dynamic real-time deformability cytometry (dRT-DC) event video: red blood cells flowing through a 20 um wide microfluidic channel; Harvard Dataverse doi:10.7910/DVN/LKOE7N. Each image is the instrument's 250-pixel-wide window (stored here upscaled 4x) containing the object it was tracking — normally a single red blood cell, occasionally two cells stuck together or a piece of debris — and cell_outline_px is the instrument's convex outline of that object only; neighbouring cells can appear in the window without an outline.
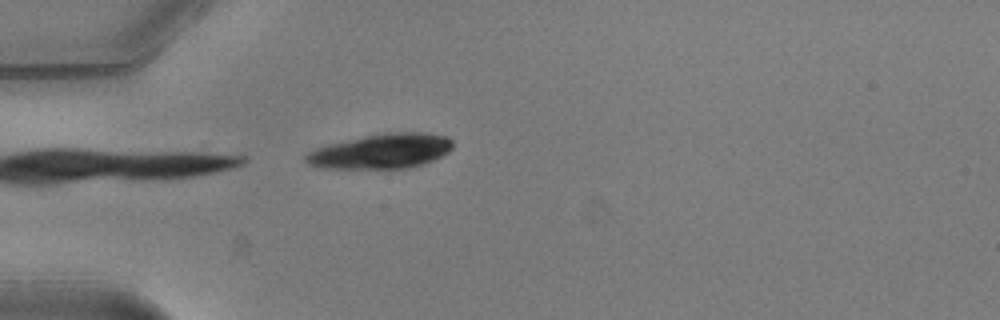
{"species": "common noctule bat (a hibernating species)", "species_latin": "Nyctalus noctula", "temperature_condition": "warm", "stored_images_in_passage": 6, "camera_frame_rate_fps": 3000, "um_per_image_px": 0.085, "animal": {"sex": "male", "body_mass_g": 20.5, "forearm_length_mm": 52.5}, "frame": {"image": 1, "passage_image": 6, "time_ms": 1.667, "image_size_px": [1000, 320], "cell_outline_px": [[452, 148], [444, 156], [424, 164], [408, 168], [324, 168], [308, 164], [304, 160], [304, 156], [308, 152], [316, 148], [328, 144], [364, 136], [384, 132], [424, 132], [448, 136], [452, 140]], "centroid_in_image_um": [32.44, 12.84], "position_along_channel_um": 52.6, "area_um2": 30.0}}